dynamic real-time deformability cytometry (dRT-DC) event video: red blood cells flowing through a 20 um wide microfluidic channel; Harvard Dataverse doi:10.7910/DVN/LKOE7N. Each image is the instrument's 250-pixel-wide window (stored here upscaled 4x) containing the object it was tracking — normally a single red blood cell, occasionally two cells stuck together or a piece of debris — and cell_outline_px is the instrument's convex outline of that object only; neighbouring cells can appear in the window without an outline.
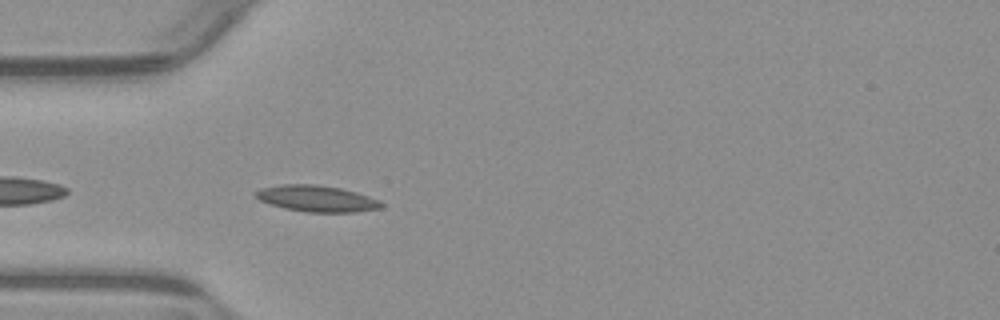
{"species": "common noctule bat (a hibernating species)", "species_latin": "Nyctalus noctula", "temperature_condition": "warm", "stored_images_in_passage": 31, "camera_frame_rate_fps": 3000, "um_per_image_px": 0.085, "animal": {"sex": "male", "body_mass_g": 23.1, "forearm_length_mm": 52.7}, "frame": {"image": 1, "passage_image": 3, "time_ms": 0.667, "image_size_px": [1000, 320], "cell_outline_px": [[384, 204], [380, 208], [356, 212], [308, 212], [284, 208], [260, 200], [252, 196], [252, 192], [260, 188], [280, 184], [316, 184], [340, 188], [356, 192], [380, 200]], "centroid_in_image_um": [26.88, 16.87], "position_along_channel_um": 58.1, "area_um2": 19.36}}
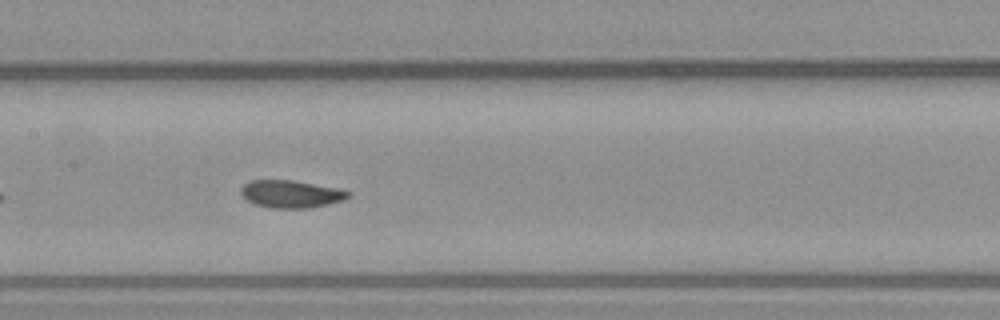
{"frame": {"image": 2, "passage_image": 13, "time_ms": 4.0, "image_size_px": [1000, 320], "cell_outline_px": [[352, 196], [344, 200], [328, 204], [308, 208], [272, 208], [256, 204], [248, 200], [240, 192], [240, 188], [248, 180], [292, 180], [352, 192]], "centroid_in_image_um": [24.72, 16.49], "position_along_channel_um": 182.7, "area_um2": 16.99}}
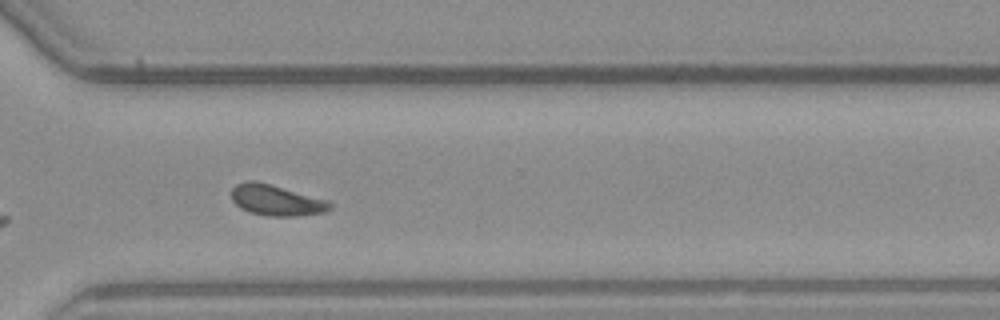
{"frame": {"image": 3, "passage_image": 26, "time_ms": 8.333, "image_size_px": [1000, 320], "cell_outline_px": [[332, 208], [324, 212], [300, 216], [268, 216], [248, 212], [240, 208], [232, 200], [232, 188], [236, 184], [244, 180], [256, 180], [332, 200]], "centroid_in_image_um": [23.52, 17.01], "position_along_channel_um": 347.1, "area_um2": 18.21}, "authors_computed_cell_mechanics": {"area_um2": 17.3978, "velocity_mm_per_s": 3.8144, "shape_relaxation_time_tau1_ms": 3.3753, "shape_relaxation_time_tau2_ms": 3.2238, "deformation_change_tau1": 0.1292, "deformation_change_tau2": 0.0559}}